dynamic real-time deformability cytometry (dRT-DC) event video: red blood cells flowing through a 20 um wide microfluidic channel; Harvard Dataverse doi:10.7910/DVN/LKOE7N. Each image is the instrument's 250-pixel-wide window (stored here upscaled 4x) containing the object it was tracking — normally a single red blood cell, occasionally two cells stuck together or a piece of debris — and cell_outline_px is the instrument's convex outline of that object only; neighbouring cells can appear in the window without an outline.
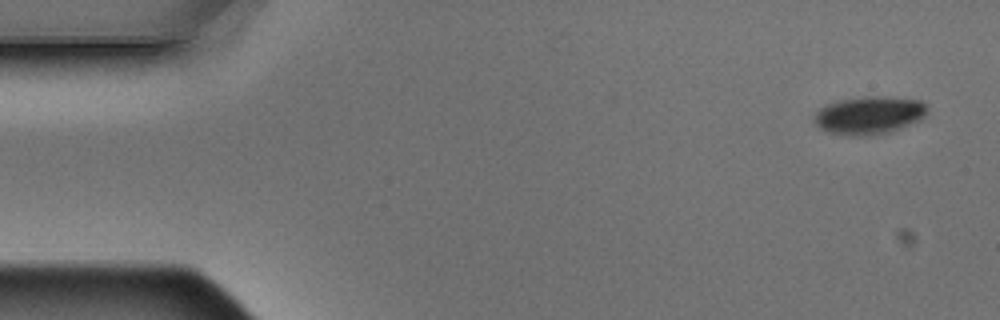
{"species": "Egyptian fruit bat (a non-hibernating species)", "species_latin": "Rousettus aegyptiacus", "temperature_condition": "warm", "stored_images_in_passage": 5, "camera_frame_rate_fps": 3000, "um_per_image_px": 0.085, "animal": {"sex": "male"}, "frame": {"image": 1, "passage_image": 1, "time_ms": 0.0, "image_size_px": [1000, 320], "cell_outline_px": [[928, 112], [920, 120], [892, 132], [876, 136], [844, 136], [828, 132], [820, 128], [812, 120], [816, 112], [820, 108], [828, 104], [840, 100], [864, 96], [880, 96], [920, 100], [928, 108]], "centroid_in_image_um": [73.88, 9.82], "position_along_channel_um": 11.1, "area_um2": 25.37}}
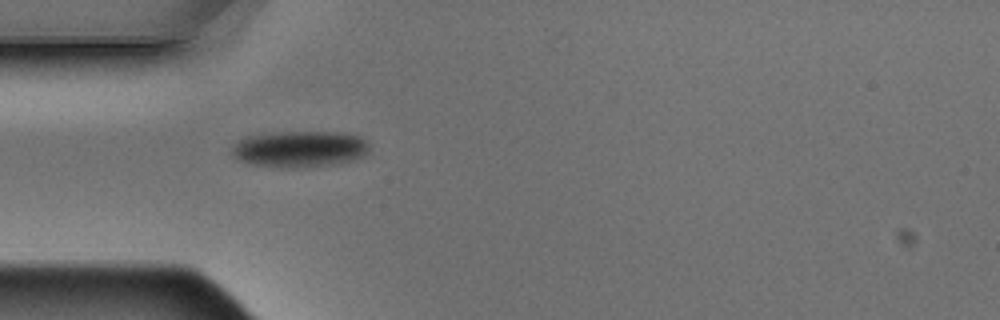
{"frame": {"image": 2, "passage_image": 4, "time_ms": 1.0, "image_size_px": [1000, 320], "cell_outline_px": [[368, 152], [364, 156], [352, 160], [336, 164], [300, 168], [288, 168], [248, 164], [240, 160], [228, 152], [232, 144], [244, 136], [276, 132], [344, 132], [360, 136], [368, 144]], "centroid_in_image_um": [25.42, 12.66], "position_along_channel_um": 59.6, "area_um2": 29.65}}
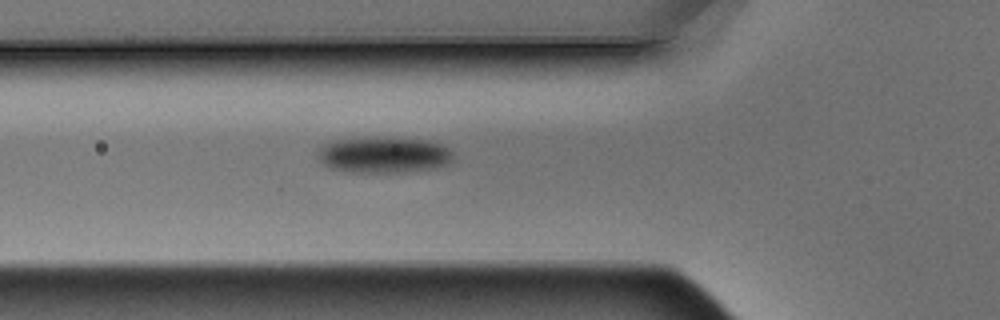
{"frame": {"image": 3, "passage_image": 5, "time_ms": 1.333, "image_size_px": [1000, 320], "cell_outline_px": [[452, 160], [448, 164], [436, 168], [408, 172], [348, 172], [328, 168], [316, 156], [316, 152], [324, 144], [336, 140], [364, 136], [380, 136], [428, 140], [440, 144], [448, 148], [452, 152]], "centroid_in_image_um": [32.59, 13.15], "position_along_channel_um": 93.2, "area_um2": 29.19}}